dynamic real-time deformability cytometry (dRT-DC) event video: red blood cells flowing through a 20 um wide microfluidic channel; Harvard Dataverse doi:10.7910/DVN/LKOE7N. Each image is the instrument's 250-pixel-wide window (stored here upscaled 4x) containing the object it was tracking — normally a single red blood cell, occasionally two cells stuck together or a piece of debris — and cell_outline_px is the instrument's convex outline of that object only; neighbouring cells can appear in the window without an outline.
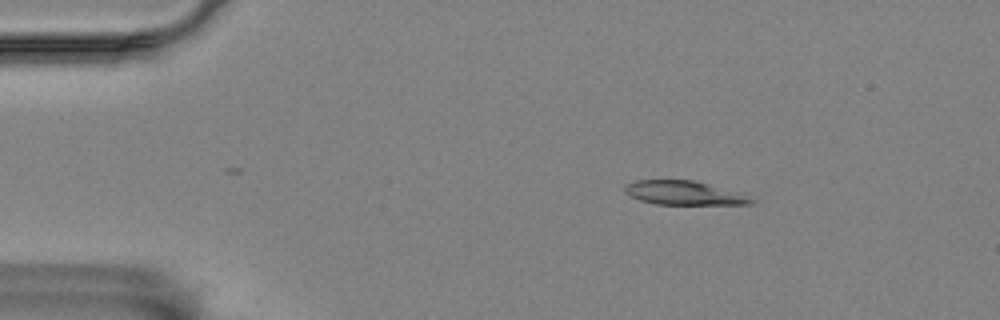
{"species": "Egyptian fruit bat (a non-hibernating species)", "species_latin": "Rousettus aegyptiacus", "temperature_condition": "room temperature", "stored_images_in_passage": 4, "camera_frame_rate_fps": 3000, "um_per_image_px": 0.085, "animal": {"sex": "female"}, "frame": {"image": 1, "passage_image": 3, "time_ms": 2.0, "image_size_px": [1000, 320], "cell_outline_px": [[756, 204], [656, 204], [640, 200], [624, 192], [624, 184], [636, 180], [692, 180], [752, 192], [756, 200]], "centroid_in_image_um": [58.36, 16.39], "position_along_channel_um": 26.6, "area_um2": 18.5}}